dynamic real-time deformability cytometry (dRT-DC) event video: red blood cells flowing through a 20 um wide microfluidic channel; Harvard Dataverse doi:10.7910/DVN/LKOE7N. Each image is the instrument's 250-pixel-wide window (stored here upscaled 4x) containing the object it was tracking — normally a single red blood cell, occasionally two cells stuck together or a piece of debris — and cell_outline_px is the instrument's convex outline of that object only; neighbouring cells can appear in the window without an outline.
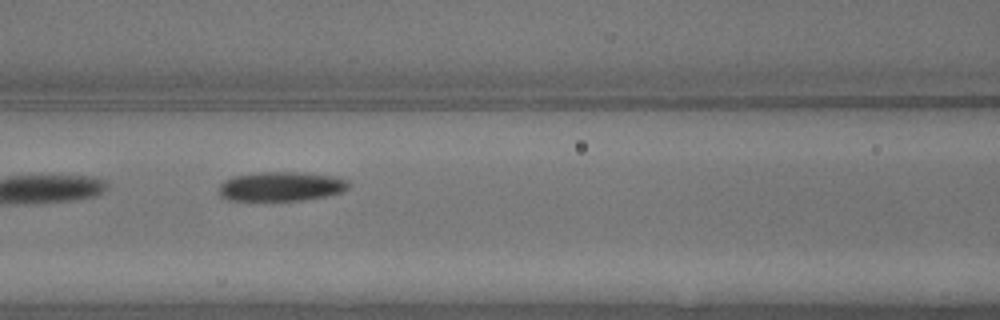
{"species": "common noctule bat (a hibernating species)", "species_latin": "Nyctalus noctula", "temperature_condition": "warm", "stored_images_in_passage": 18, "camera_frame_rate_fps": 3000, "um_per_image_px": 0.085, "animal": {"sex": "male", "body_mass_g": 13.3}, "frame": {"image": 1, "passage_image": 5, "time_ms": 1.333, "image_size_px": [1000, 320], "cell_outline_px": [[348, 188], [344, 192], [304, 200], [228, 200], [220, 196], [220, 184], [224, 180], [232, 176], [260, 172], [300, 172], [336, 176], [348, 180]], "centroid_in_image_um": [23.91, 15.84], "position_along_channel_um": 142.7, "area_um2": 22.25}}
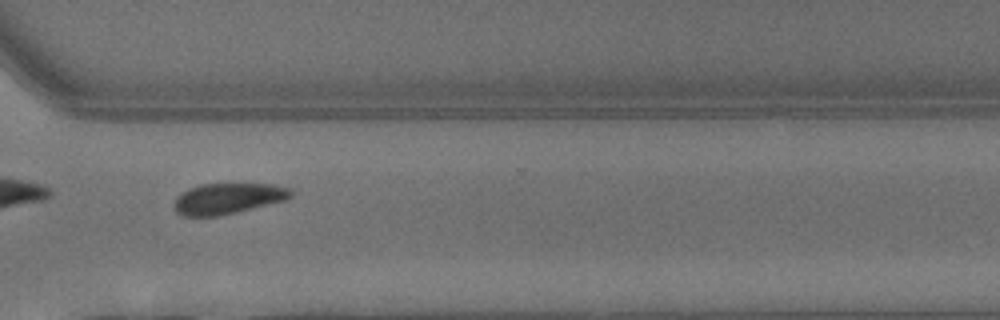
{"frame": {"image": 2, "passage_image": 12, "time_ms": 3.667, "image_size_px": [1000, 320], "cell_outline_px": [[292, 196], [284, 200], [236, 212], [216, 216], [184, 216], [176, 212], [172, 208], [172, 204], [176, 196], [180, 192], [188, 188], [200, 184], [272, 184], [288, 188], [292, 192]], "centroid_in_image_um": [19.27, 16.87], "position_along_channel_um": 351.3, "area_um2": 20.98}}